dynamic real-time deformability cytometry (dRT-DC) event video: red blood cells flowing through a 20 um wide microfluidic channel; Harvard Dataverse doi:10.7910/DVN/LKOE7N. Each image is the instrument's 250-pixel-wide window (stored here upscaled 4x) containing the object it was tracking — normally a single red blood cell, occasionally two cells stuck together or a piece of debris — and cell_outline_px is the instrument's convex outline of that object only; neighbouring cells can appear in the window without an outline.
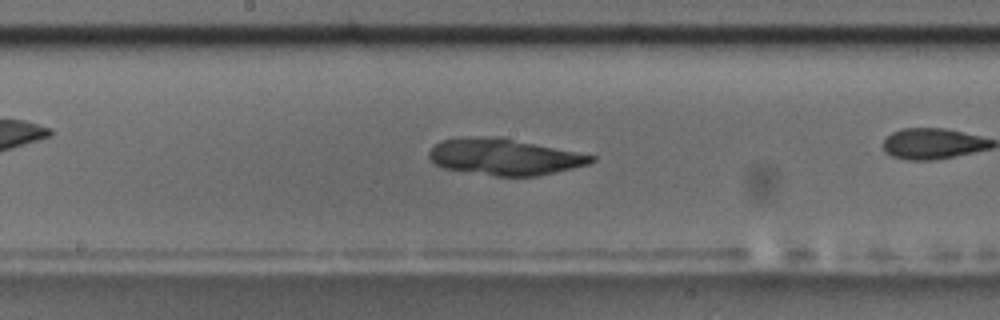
{"species": "common noctule bat (a hibernating species)", "species_latin": "Nyctalus noctula", "temperature_condition": "room temperature", "stored_images_in_passage": 39, "camera_frame_rate_fps": 3000, "um_per_image_px": 0.085, "animal": {"sex": "male", "body_mass_g": 17.5, "forearm_length_mm": 52.3}, "frame": {"image": 1, "passage_image": 23, "time_ms": 7.333, "image_size_px": [1000, 320], "cell_outline_px": [[596, 160], [588, 164], [572, 168], [536, 176], [496, 176], [444, 168], [436, 164], [428, 156], [428, 152], [440, 140], [496, 136], [500, 136], [596, 156]], "centroid_in_image_um": [42.89, 13.33], "position_along_channel_um": 205.3, "area_um2": 33.93}}